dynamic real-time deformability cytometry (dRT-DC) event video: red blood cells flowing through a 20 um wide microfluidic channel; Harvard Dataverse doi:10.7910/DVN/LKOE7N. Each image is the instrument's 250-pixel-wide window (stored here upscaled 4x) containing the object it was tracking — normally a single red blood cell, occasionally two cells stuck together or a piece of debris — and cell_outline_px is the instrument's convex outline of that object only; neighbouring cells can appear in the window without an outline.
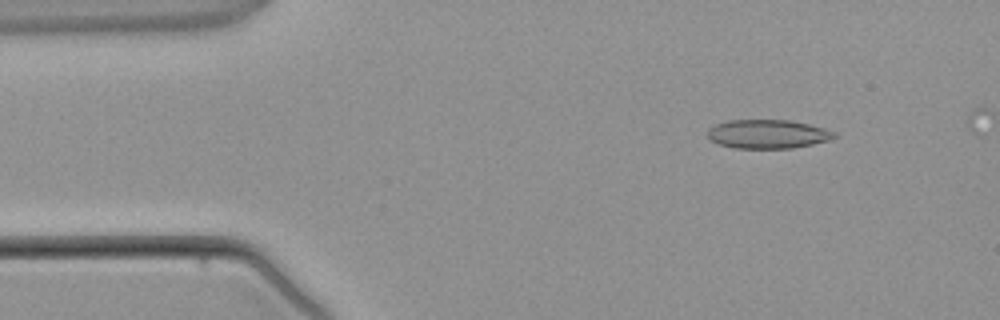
{"species": "common noctule bat (a hibernating species)", "species_latin": "Nyctalus noctula", "temperature_condition": "warm", "stored_images_in_passage": 4, "camera_frame_rate_fps": 3000, "um_per_image_px": 0.085, "animal": {"sex": "male", "body_mass_g": 21.5, "forearm_length_mm": 52.0}, "frame": {"image": 1, "passage_image": 2, "time_ms": 1.333, "image_size_px": [1000, 320], "cell_outline_px": [[836, 136], [828, 140], [812, 144], [792, 148], [732, 148], [720, 144], [712, 140], [708, 136], [708, 128], [716, 124], [728, 120], [792, 120], [824, 128], [836, 132]], "centroid_in_image_um": [65.25, 11.39], "position_along_channel_um": 19.7, "area_um2": 21.21}}
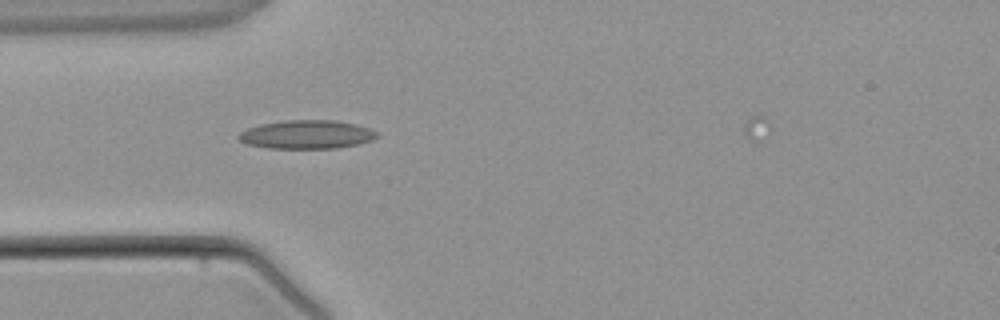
{"frame": {"image": 2, "passage_image": 4, "time_ms": 3.667, "image_size_px": [1000, 320], "cell_outline_px": [[380, 136], [372, 140], [356, 144], [336, 148], [268, 148], [248, 144], [240, 140], [236, 136], [240, 132], [248, 128], [260, 124], [288, 120], [332, 120], [356, 124], [368, 128], [376, 132]], "centroid_in_image_um": [26.06, 11.43], "position_along_channel_um": 58.9, "area_um2": 22.89}}